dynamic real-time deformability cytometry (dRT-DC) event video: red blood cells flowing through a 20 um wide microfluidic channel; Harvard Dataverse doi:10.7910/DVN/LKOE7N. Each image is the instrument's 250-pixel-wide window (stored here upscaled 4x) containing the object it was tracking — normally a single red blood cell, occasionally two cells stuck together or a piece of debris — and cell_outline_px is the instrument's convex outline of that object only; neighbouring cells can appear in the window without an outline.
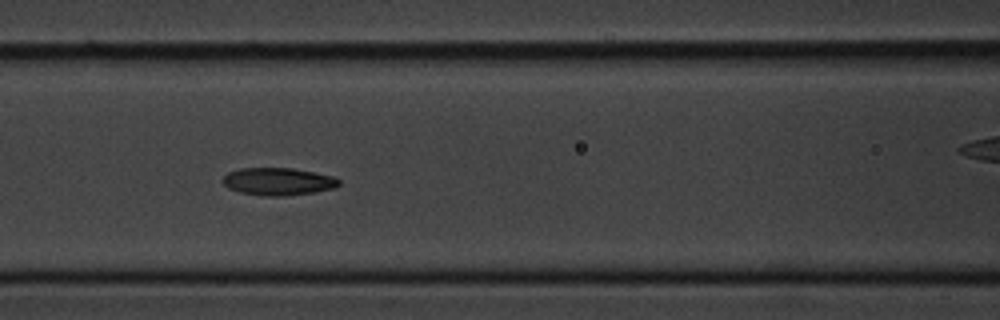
{"species": "common noctule bat (a hibernating species)", "species_latin": "Nyctalus noctula", "temperature_condition": "cold", "stored_images_in_passage": 16, "camera_frame_rate_fps": 3000, "um_per_image_px": 0.085, "animal": {"sex": "male", "body_mass_g": 20.1, "forearm_length_mm": 53.5}, "frame": {"image": 1, "passage_image": 7, "time_ms": 7.667, "image_size_px": [1000, 320], "cell_outline_px": [[340, 184], [332, 188], [316, 192], [284, 196], [260, 196], [240, 192], [228, 188], [220, 180], [228, 172], [240, 168], [292, 168], [332, 176], [340, 180]], "centroid_in_image_um": [23.6, 15.43], "position_along_channel_um": 143.0, "area_um2": 18.67}}
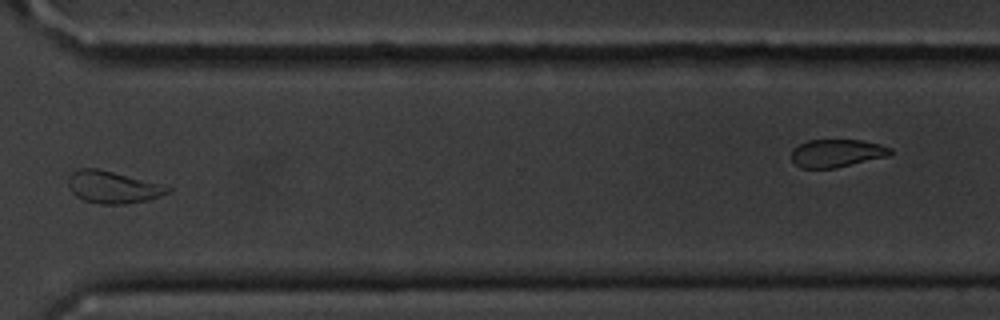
{"frame": {"image": 2, "passage_image": 12, "time_ms": 13.667, "image_size_px": [1000, 320], "cell_outline_px": [[172, 192], [160, 196], [144, 200], [124, 204], [100, 204], [84, 200], [76, 196], [68, 188], [68, 176], [72, 172], [80, 168], [96, 168], [160, 184], [172, 188]], "centroid_in_image_um": [9.55, 15.91], "position_along_channel_um": 361.1, "area_um2": 18.38}}